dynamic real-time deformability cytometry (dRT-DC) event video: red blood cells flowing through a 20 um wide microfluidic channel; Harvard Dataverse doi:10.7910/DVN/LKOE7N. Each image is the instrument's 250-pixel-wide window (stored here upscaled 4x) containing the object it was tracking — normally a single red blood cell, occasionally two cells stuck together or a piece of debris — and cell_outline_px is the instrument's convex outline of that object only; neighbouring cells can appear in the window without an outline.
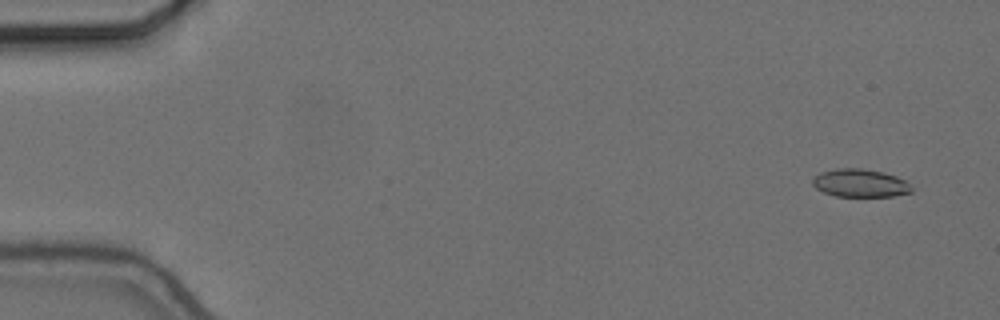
{"species": "common noctule bat (a hibernating species)", "species_latin": "Nyctalus noctula", "temperature_condition": "cold", "stored_images_in_passage": 57, "camera_frame_rate_fps": 3000, "um_per_image_px": 0.085, "animal": {"sex": "female", "body_mass_g": 24.6, "forearm_length_mm": 56.2}, "frame": {"image": 1, "passage_image": 4, "time_ms": 1.0, "image_size_px": [1000, 320], "cell_outline_px": [[912, 192], [892, 196], [836, 196], [824, 192], [816, 188], [812, 184], [812, 180], [820, 172], [836, 168], [860, 168], [884, 172], [896, 176], [904, 180], [912, 188]], "centroid_in_image_um": [73.1, 15.55], "position_along_channel_um": 11.9, "area_um2": 16.07}}
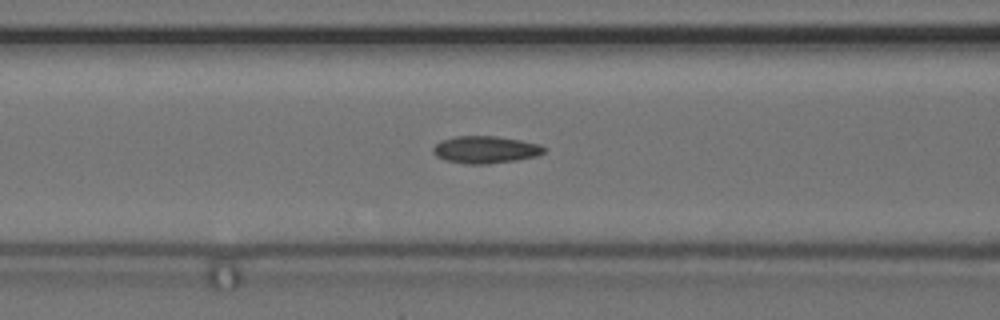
{"frame": {"image": 2, "passage_image": 24, "time_ms": 7.667, "image_size_px": [1000, 320], "cell_outline_px": [[544, 152], [536, 156], [516, 160], [488, 164], [468, 164], [444, 160], [436, 156], [432, 152], [432, 148], [440, 140], [456, 136], [496, 136], [520, 140], [540, 144], [544, 148]], "centroid_in_image_um": [41.22, 12.72], "position_along_channel_um": 125.4, "area_um2": 17.63}}
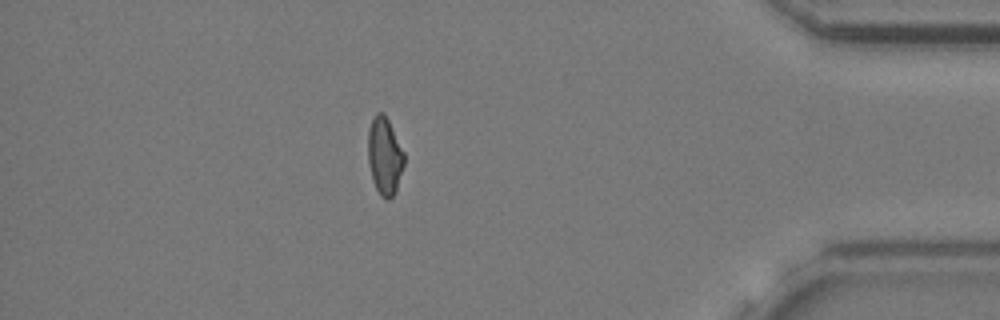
{"frame": {"image": 3, "passage_image": 50, "time_ms": 16.333, "image_size_px": [1000, 320], "cell_outline_px": [[404, 164], [396, 192], [388, 200], [380, 196], [372, 180], [368, 164], [368, 132], [372, 116], [376, 112], [384, 112], [404, 152]], "centroid_in_image_um": [32.68, 13.26], "position_along_channel_um": 402.5, "area_um2": 16.47}, "authors_computed_cell_mechanics": {"area_um2": 16.9354, "velocity_mm_per_s": 3.6766, "shape_relaxation_time_tau1_ms": null, "shape_relaxation_time_tau2_ms": 2.6048, "deformation_change_tau1": null, "deformation_change_tau2": 0.084}}